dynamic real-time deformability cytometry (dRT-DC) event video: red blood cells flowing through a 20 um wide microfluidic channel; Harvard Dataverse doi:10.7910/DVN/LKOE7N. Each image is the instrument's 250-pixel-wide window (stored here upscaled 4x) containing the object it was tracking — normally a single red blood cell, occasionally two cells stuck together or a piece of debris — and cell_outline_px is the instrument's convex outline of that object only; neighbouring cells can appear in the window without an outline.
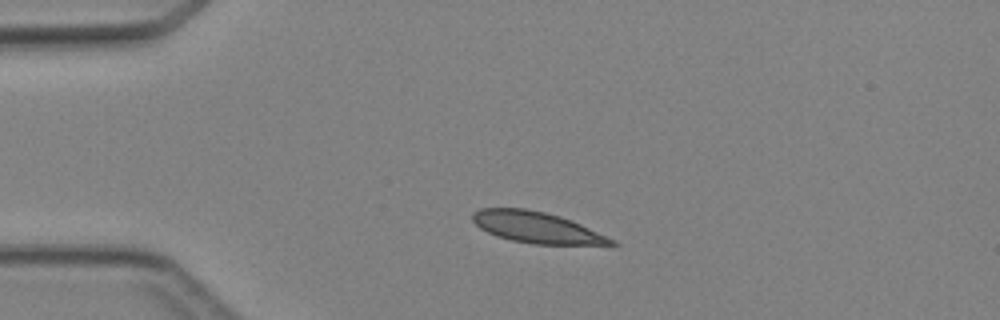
{"species": "Egyptian fruit bat (a non-hibernating species)", "species_latin": "Rousettus aegyptiacus", "temperature_condition": "cold", "stored_images_in_passage": 37, "camera_frame_rate_fps": 3000, "um_per_image_px": 0.085, "animal": {"sex": "female"}, "frame": {"image": 1, "passage_image": 1, "time_ms": 0.0, "image_size_px": [1000, 320], "cell_outline_px": [[620, 244], [532, 244], [512, 240], [496, 236], [480, 228], [472, 220], [472, 212], [480, 208], [524, 208], [544, 212], [560, 216], [580, 224], [616, 240]], "centroid_in_image_um": [45.57, 19.32], "position_along_channel_um": 39.4, "area_um2": 24.91}}
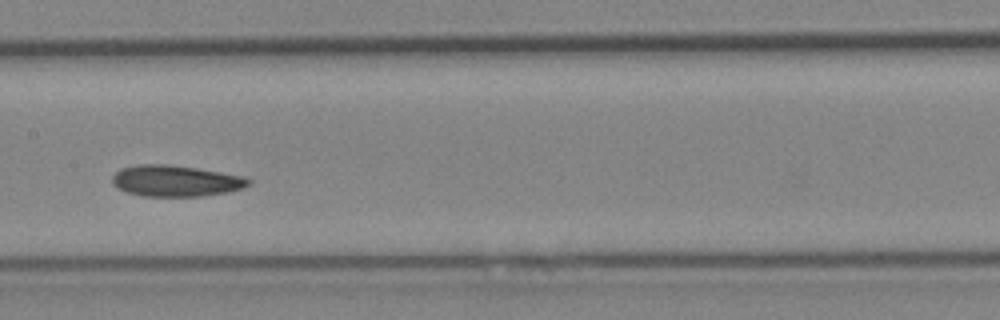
{"frame": {"image": 2, "passage_image": 14, "time_ms": 4.333, "image_size_px": [1000, 320], "cell_outline_px": [[252, 184], [244, 188], [228, 192], [200, 196], [144, 196], [128, 192], [112, 184], [112, 176], [120, 168], [140, 164], [168, 164], [196, 168], [244, 176], [252, 180]], "centroid_in_image_um": [14.97, 15.37], "position_along_channel_um": 192.4, "area_um2": 24.8}}
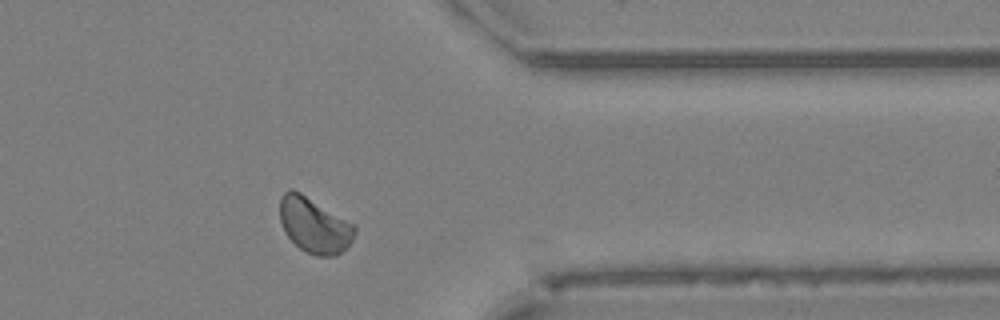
{"frame": {"image": 3, "passage_image": 28, "time_ms": 9.0, "image_size_px": [1000, 320], "cell_outline_px": [[356, 232], [352, 240], [336, 256], [316, 256], [304, 252], [284, 232], [280, 220], [280, 200], [284, 192], [288, 188], [292, 188], [300, 192], [356, 224]], "centroid_in_image_um": [26.72, 19.13], "position_along_channel_um": 384.7, "area_um2": 24.28}}